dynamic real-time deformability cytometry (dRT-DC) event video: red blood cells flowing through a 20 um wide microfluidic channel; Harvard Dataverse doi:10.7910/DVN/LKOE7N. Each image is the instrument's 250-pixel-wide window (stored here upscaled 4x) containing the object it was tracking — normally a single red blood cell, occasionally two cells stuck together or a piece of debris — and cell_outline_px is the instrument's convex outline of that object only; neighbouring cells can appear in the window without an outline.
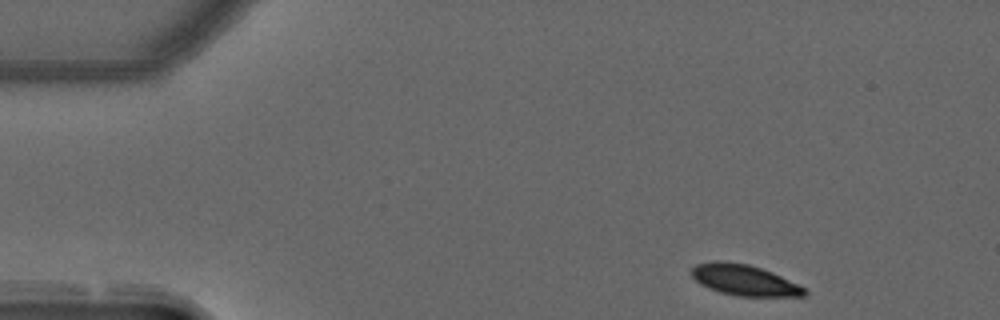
{"species": "common noctule bat (a hibernating species)", "species_latin": "Nyctalus noctula", "temperature_condition": "warm", "stored_images_in_passage": 49, "camera_frame_rate_fps": 3000, "um_per_image_px": 0.085, "animal": {"sex": "male", "forearm_length_mm": 52.5}, "frame": {"image": 1, "passage_image": 1, "time_ms": 0.0, "image_size_px": [1000, 320], "cell_outline_px": [[808, 292], [804, 296], [736, 296], [720, 292], [708, 288], [700, 284], [692, 276], [692, 268], [696, 264], [712, 260], [724, 260], [748, 264], [772, 272], [804, 288]], "centroid_in_image_um": [63.21, 23.79], "position_along_channel_um": 21.8, "area_um2": 20.23}}
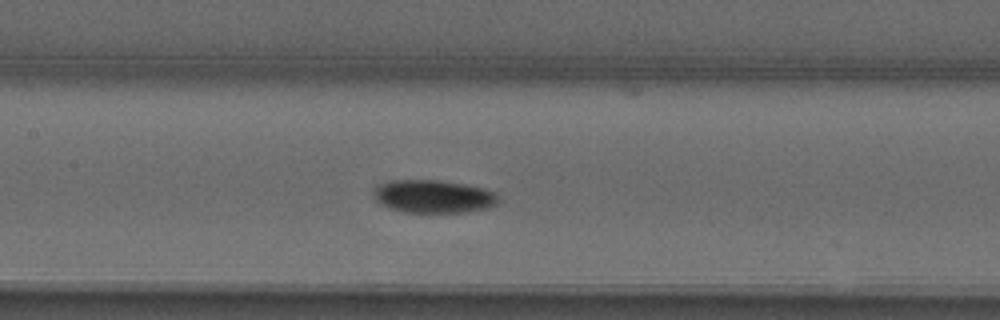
{"frame": {"image": 2, "passage_image": 20, "time_ms": 6.333, "image_size_px": [1000, 320], "cell_outline_px": [[500, 200], [492, 208], [468, 212], [404, 212], [388, 208], [380, 204], [376, 200], [372, 188], [376, 184], [392, 180], [440, 180], [464, 184], [484, 188], [496, 192]], "centroid_in_image_um": [36.85, 16.69], "position_along_channel_um": 170.6, "area_um2": 24.45}}
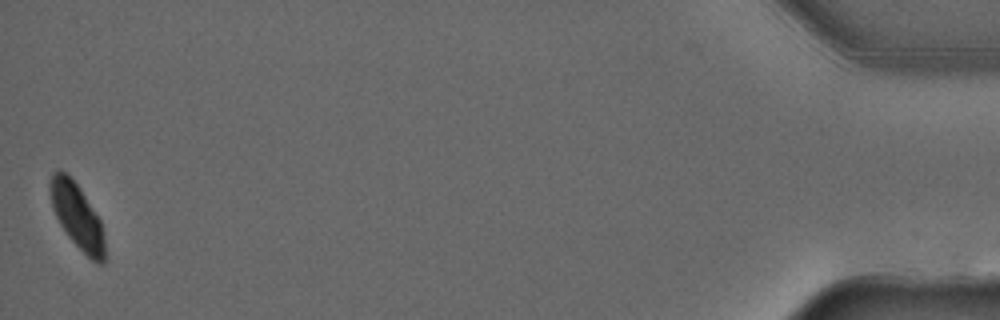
{"frame": {"image": 3, "passage_image": 49, "time_ms": 16.0, "image_size_px": [1000, 320], "cell_outline_px": [[108, 260], [104, 264], [96, 264], [68, 236], [60, 224], [52, 208], [48, 188], [48, 184], [52, 172], [60, 168], [80, 188], [100, 220], [104, 236]], "centroid_in_image_um": [6.57, 18.4], "position_along_channel_um": 428.6, "area_um2": 20.98}, "authors_computed_cell_mechanics": {"area_um2": 23.12, "velocity_mm_per_s": 3.6695, "shape_relaxation_time_tau1_ms": 4.108, "shape_relaxation_time_tau2_ms": null, "deformation_change_tau1": 0.1248, "deformation_change_tau2": null}}